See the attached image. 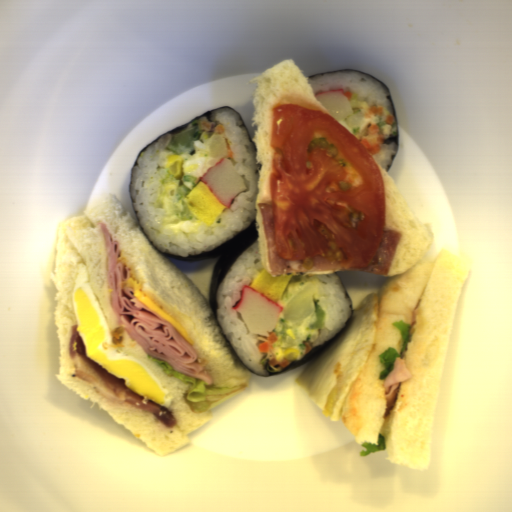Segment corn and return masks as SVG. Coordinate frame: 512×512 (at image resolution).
Instances as JSON below:
<instances>
[{
  "instance_id": "obj_1",
  "label": "corn",
  "mask_w": 512,
  "mask_h": 512,
  "mask_svg": "<svg viewBox=\"0 0 512 512\" xmlns=\"http://www.w3.org/2000/svg\"><path fill=\"white\" fill-rule=\"evenodd\" d=\"M184 160L181 155L171 154L167 157L164 169L175 179L182 178Z\"/></svg>"
},
{
  "instance_id": "obj_2",
  "label": "corn",
  "mask_w": 512,
  "mask_h": 512,
  "mask_svg": "<svg viewBox=\"0 0 512 512\" xmlns=\"http://www.w3.org/2000/svg\"><path fill=\"white\" fill-rule=\"evenodd\" d=\"M299 356V351L298 349L294 348V347H288L286 349H283L281 351H279L276 356H275V359H286V360H296Z\"/></svg>"
}]
</instances>
